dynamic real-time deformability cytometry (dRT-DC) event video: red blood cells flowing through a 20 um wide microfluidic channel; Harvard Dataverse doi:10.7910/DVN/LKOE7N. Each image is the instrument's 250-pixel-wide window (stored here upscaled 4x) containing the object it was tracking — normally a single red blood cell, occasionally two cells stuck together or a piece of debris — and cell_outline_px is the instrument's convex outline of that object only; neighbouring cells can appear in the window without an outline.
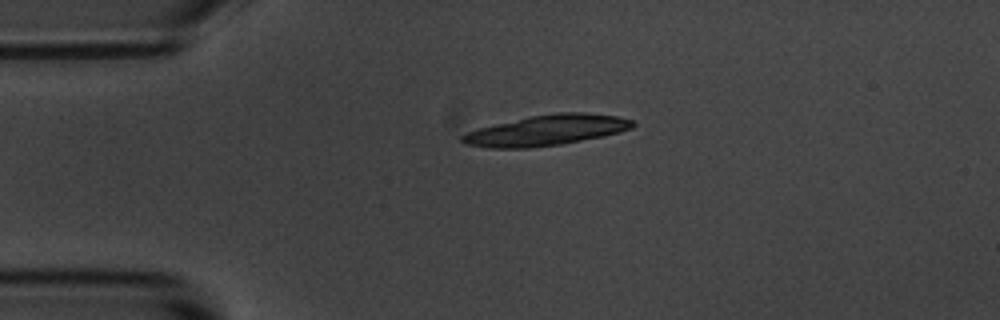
{"species": "common noctule bat (a hibernating species)", "species_latin": "Nyctalus noctula", "temperature_condition": "room temperature", "stored_images_in_passage": 3, "camera_frame_rate_fps": 3000, "um_per_image_px": 0.085, "animal": {"sex": "male", "body_mass_g": 20.1, "forearm_length_mm": 53.5}, "frame": {"image": 1, "passage_image": 1, "time_ms": 0.0, "image_size_px": [1000, 320], "cell_outline_px": [[636, 124], [632, 128], [604, 136], [560, 144], [528, 148], [488, 148], [464, 144], [460, 140], [460, 136], [476, 128], [528, 116], [556, 112], [584, 112], [616, 116], [632, 120]], "centroid_in_image_um": [46.41, 11.07], "position_along_channel_um": 38.6, "area_um2": 30.46}}